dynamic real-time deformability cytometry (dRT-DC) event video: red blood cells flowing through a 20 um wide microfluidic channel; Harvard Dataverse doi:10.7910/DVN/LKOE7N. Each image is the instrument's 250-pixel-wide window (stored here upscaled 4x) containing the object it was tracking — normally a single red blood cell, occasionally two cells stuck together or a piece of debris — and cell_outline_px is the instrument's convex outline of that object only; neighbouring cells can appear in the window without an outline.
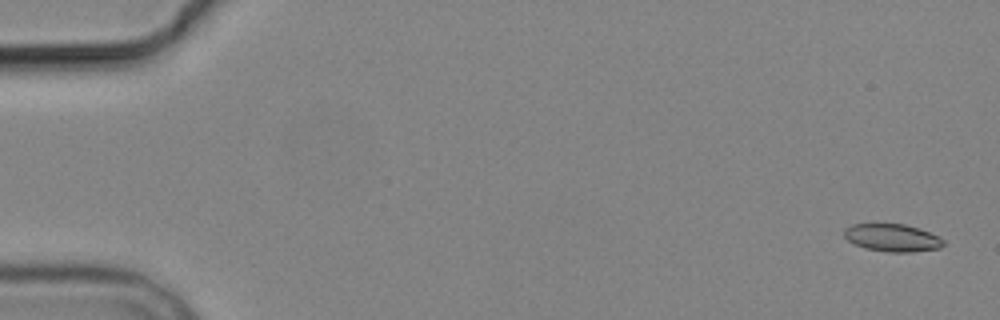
{"species": "common noctule bat (a hibernating species)", "species_latin": "Nyctalus noctula", "temperature_condition": "cold", "stored_images_in_passage": 5, "camera_frame_rate_fps": 3000, "um_per_image_px": 0.085, "animal": {"sex": "male", "body_mass_g": 19.2, "forearm_length_mm": 51.8}, "frame": {"image": 1, "passage_image": 1, "time_ms": 0.0, "image_size_px": [1000, 320], "cell_outline_px": [[944, 244], [940, 248], [912, 252], [888, 252], [864, 248], [848, 240], [844, 236], [844, 228], [852, 224], [904, 224], [928, 232], [944, 240]], "centroid_in_image_um": [75.82, 20.21], "position_along_channel_um": 9.2, "area_um2": 15.78}}
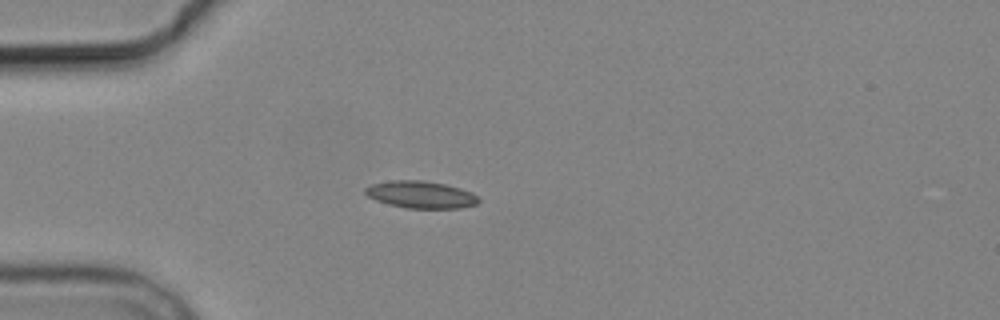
{"frame": {"image": 2, "passage_image": 5, "time_ms": 4.667, "image_size_px": [1000, 320], "cell_outline_px": [[480, 200], [476, 204], [460, 208], [408, 208], [388, 204], [376, 200], [368, 196], [364, 192], [364, 188], [372, 184], [392, 180], [424, 180], [444, 184], [460, 188], [472, 192]], "centroid_in_image_um": [35.76, 16.54], "position_along_channel_um": 49.2, "area_um2": 17.86}}